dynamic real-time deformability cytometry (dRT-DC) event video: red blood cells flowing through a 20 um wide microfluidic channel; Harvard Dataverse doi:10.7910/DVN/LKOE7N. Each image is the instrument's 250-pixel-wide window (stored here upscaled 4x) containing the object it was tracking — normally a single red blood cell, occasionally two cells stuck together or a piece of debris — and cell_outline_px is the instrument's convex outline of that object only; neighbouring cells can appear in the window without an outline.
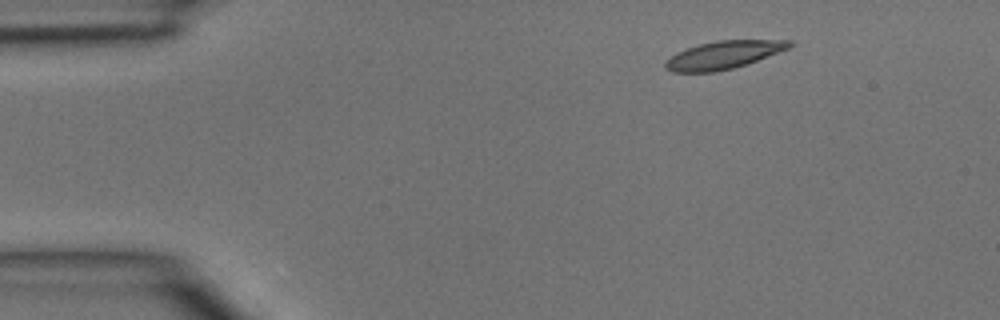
{"species": "common noctule bat (a hibernating species)", "species_latin": "Nyctalus noctula", "temperature_condition": "room temperature", "stored_images_in_passage": 4, "camera_frame_rate_fps": 3000, "um_per_image_px": 0.085, "animal": {"sex": "male", "body_mass_g": 15.6}, "frame": {"image": 1, "passage_image": 1, "time_ms": 0.0, "image_size_px": [1000, 320], "cell_outline_px": [[796, 44], [792, 48], [732, 68], [716, 72], [672, 72], [664, 68], [664, 64], [676, 52], [700, 44], [716, 40], [792, 40]], "centroid_in_image_um": [61.54, 4.66], "position_along_channel_um": 23.5, "area_um2": 20.11}}
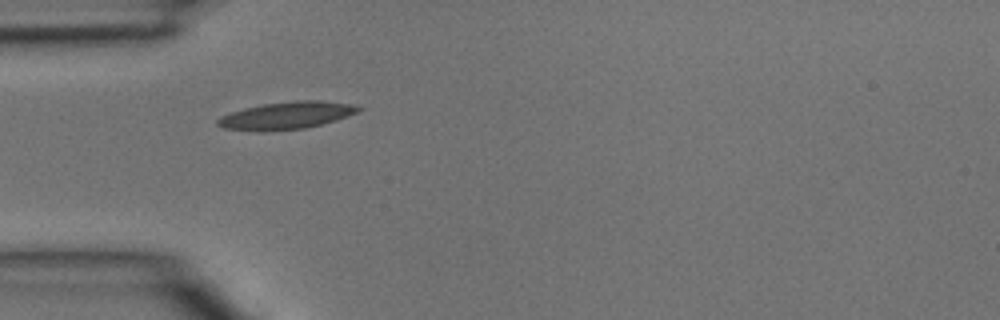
{"frame": {"image": 2, "passage_image": 3, "time_ms": 0.667, "image_size_px": [1000, 320], "cell_outline_px": [[364, 108], [360, 112], [336, 120], [304, 128], [224, 128], [216, 124], [216, 120], [220, 116], [244, 108], [264, 104], [300, 100], [320, 100], [356, 104]], "centroid_in_image_um": [24.5, 9.75], "position_along_channel_um": 60.5, "area_um2": 21.44}}